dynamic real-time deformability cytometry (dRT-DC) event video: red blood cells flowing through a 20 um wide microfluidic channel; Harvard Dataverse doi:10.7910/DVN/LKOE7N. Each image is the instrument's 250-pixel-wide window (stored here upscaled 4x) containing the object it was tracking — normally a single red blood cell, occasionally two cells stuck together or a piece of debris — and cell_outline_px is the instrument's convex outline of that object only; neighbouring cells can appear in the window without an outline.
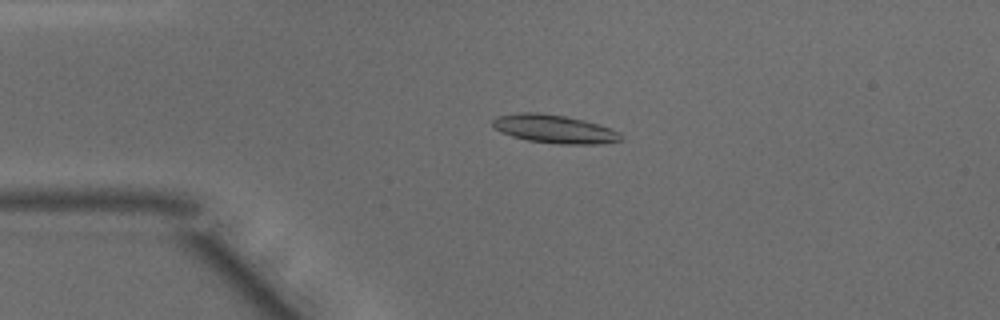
{"species": "common noctule bat (a hibernating species)", "species_latin": "Nyctalus noctula", "temperature_condition": "warm", "stored_images_in_passage": 49, "camera_frame_rate_fps": 3000, "um_per_image_px": 0.085, "animal": {"sex": "male", "body_mass_g": 15.6}, "frame": {"image": 1, "passage_image": 11, "time_ms": 3.333, "image_size_px": [1000, 320], "cell_outline_px": [[624, 136], [620, 140], [600, 144], [560, 144], [528, 140], [512, 136], [500, 132], [492, 124], [492, 120], [496, 116], [520, 112], [540, 112], [564, 116], [584, 120], [620, 132]], "centroid_in_image_um": [47.1, 10.96], "position_along_channel_um": 37.9, "area_um2": 21.1}}
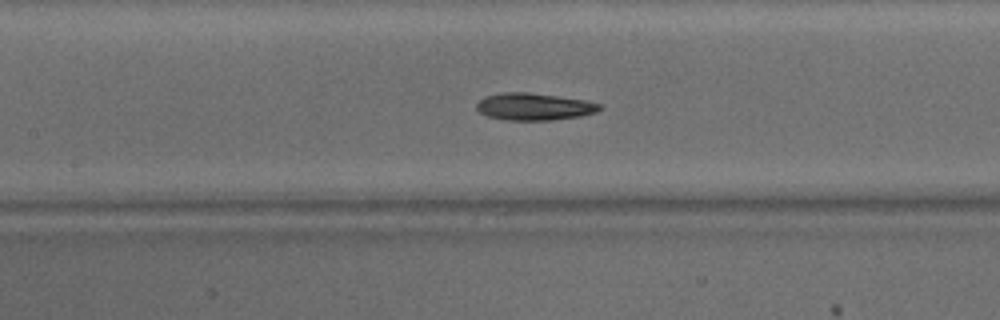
{"frame": {"image": 2, "passage_image": 22, "time_ms": 7.0, "image_size_px": [1000, 320], "cell_outline_px": [[604, 108], [596, 112], [580, 116], [552, 120], [508, 120], [488, 116], [480, 112], [476, 108], [476, 104], [484, 96], [504, 92], [528, 92], [584, 100], [604, 104]], "centroid_in_image_um": [45.43, 9.06], "position_along_channel_um": 162.0, "area_um2": 19.48}}
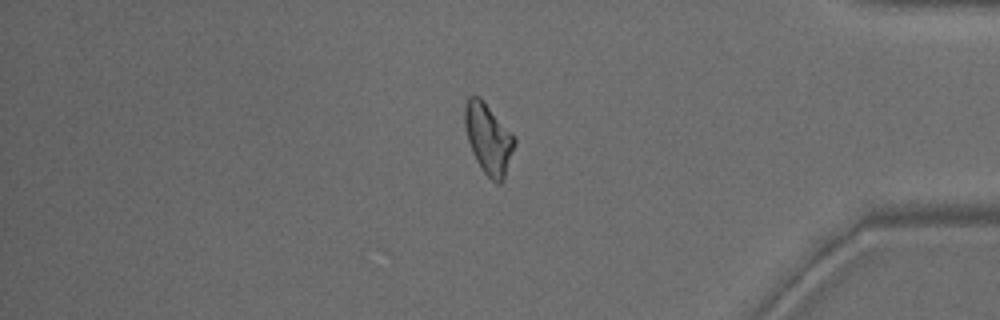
{"frame": {"image": 3, "passage_image": 41, "time_ms": 13.333, "image_size_px": [1000, 320], "cell_outline_px": [[516, 144], [504, 180], [500, 184], [496, 184], [480, 168], [472, 152], [468, 140], [464, 124], [464, 108], [468, 96], [480, 96], [516, 136]], "centroid_in_image_um": [41.54, 11.79], "position_along_channel_um": 393.7, "area_um2": 20.81}, "authors_computed_cell_mechanics": {"area_um2": 19.7098, "velocity_mm_per_s": 4.1262, "shape_relaxation_time_tau1_ms": 4.3005, "shape_relaxation_time_tau2_ms": 2.0094, "deformation_change_tau1": 0.1661, "deformation_change_tau2": 0.0913}}